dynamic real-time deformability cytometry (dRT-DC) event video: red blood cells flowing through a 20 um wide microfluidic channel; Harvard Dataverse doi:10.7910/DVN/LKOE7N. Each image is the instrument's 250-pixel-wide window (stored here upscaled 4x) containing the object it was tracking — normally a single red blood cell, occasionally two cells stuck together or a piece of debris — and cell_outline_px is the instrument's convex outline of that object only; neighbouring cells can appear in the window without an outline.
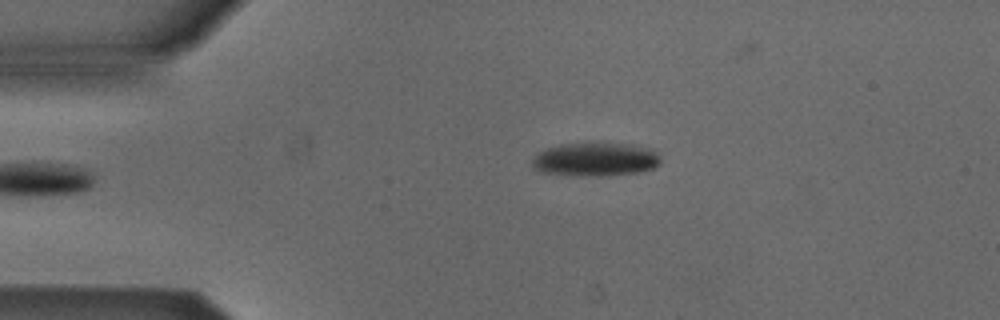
{"species": "Egyptian fruit bat (a non-hibernating species)", "species_latin": "Rousettus aegyptiacus", "temperature_condition": "cold", "stored_images_in_passage": 37, "camera_frame_rate_fps": 3000, "um_per_image_px": 0.085, "animal": {"sex": "male"}, "frame": {"image": 1, "passage_image": 1, "time_ms": 0.0, "image_size_px": [1000, 320], "cell_outline_px": [[660, 164], [652, 168], [636, 172], [600, 176], [568, 176], [540, 172], [532, 168], [532, 160], [540, 152], [548, 148], [564, 144], [632, 144], [648, 148], [656, 152], [660, 160]], "centroid_in_image_um": [50.57, 13.57], "position_along_channel_um": 34.4, "area_um2": 24.85}}
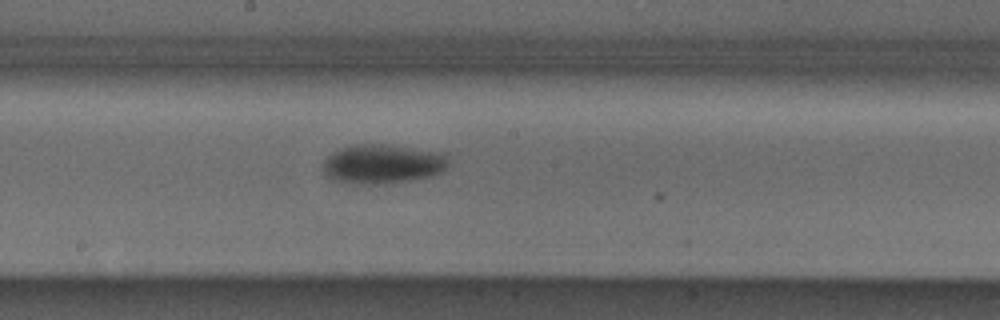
{"frame": {"image": 2, "passage_image": 18, "time_ms": 5.667, "image_size_px": [1000, 320], "cell_outline_px": [[448, 164], [440, 172], [428, 176], [408, 180], [376, 184], [356, 184], [332, 180], [324, 172], [324, 160], [328, 156], [352, 144], [384, 144], [448, 152]], "centroid_in_image_um": [32.56, 13.92], "position_along_channel_um": 215.6, "area_um2": 28.61}}
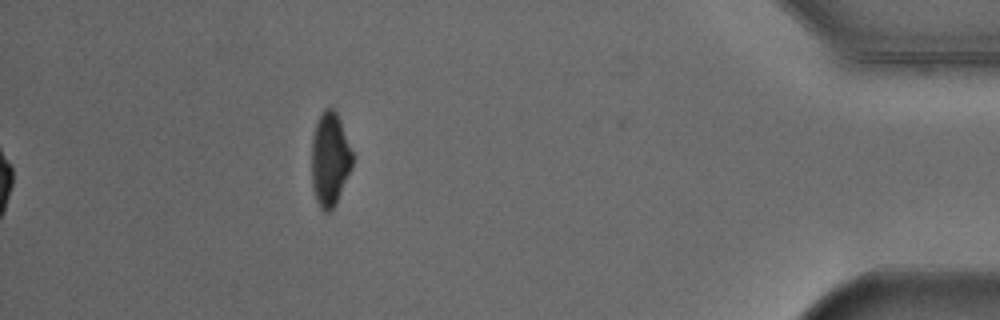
{"frame": {"image": 3, "passage_image": 37, "time_ms": 12.0, "image_size_px": [1000, 320], "cell_outline_px": [[352, 168], [336, 204], [328, 212], [324, 212], [320, 208], [316, 200], [312, 184], [312, 136], [316, 120], [320, 112], [324, 108], [332, 108], [336, 112], [340, 120], [352, 152]], "centroid_in_image_um": [28.02, 13.52], "position_along_channel_um": 407.2, "area_um2": 22.37}, "authors_computed_cell_mechanics": {"area_um2": 27.1082, "velocity_mm_per_s": 3.8948, "shape_relaxation_time_tau1_ms": 2.6176, "shape_relaxation_time_tau2_ms": null, "deformation_change_tau1": 0.1029, "deformation_change_tau2": null}}